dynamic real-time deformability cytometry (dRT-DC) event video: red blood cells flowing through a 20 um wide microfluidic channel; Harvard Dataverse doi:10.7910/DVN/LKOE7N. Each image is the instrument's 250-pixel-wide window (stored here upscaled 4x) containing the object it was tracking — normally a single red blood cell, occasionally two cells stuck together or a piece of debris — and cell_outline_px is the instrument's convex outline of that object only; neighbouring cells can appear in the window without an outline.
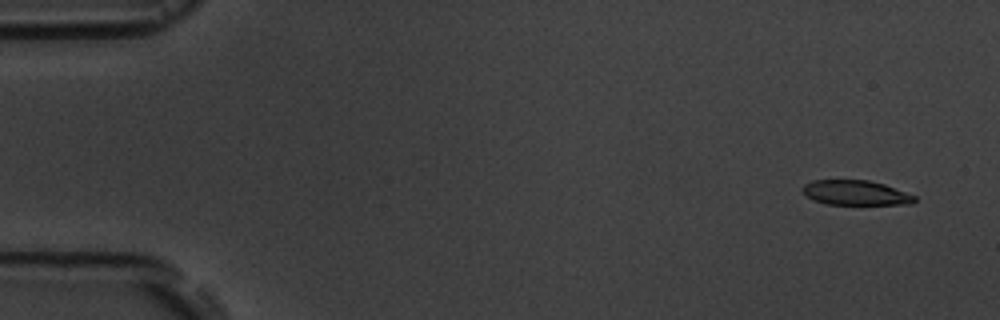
{"species": "common noctule bat (a hibernating species)", "species_latin": "Nyctalus noctula", "temperature_condition": "room temperature", "stored_images_in_passage": 6, "camera_frame_rate_fps": 3000, "um_per_image_px": 0.085, "animal": {"sex": "male", "body_mass_g": 19.5, "forearm_length_mm": 54.6}, "frame": {"image": 1, "passage_image": 1, "time_ms": 0.0, "image_size_px": [1000, 320], "cell_outline_px": [[916, 200], [912, 204], [828, 204], [812, 200], [800, 188], [804, 184], [812, 180], [868, 180], [884, 184], [916, 196]], "centroid_in_image_um": [72.71, 16.38], "position_along_channel_um": 12.3, "area_um2": 16.13}}
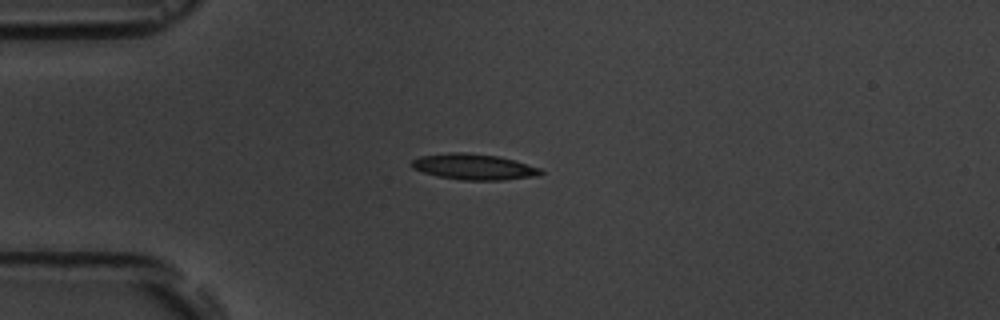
{"frame": {"image": 2, "passage_image": 4, "time_ms": 3.667, "image_size_px": [1000, 320], "cell_outline_px": [[544, 172], [540, 176], [504, 180], [464, 180], [440, 176], [424, 172], [412, 168], [412, 160], [420, 156], [448, 152], [464, 152], [500, 156], [540, 168]], "centroid_in_image_um": [40.31, 14.17], "position_along_channel_um": 44.7, "area_um2": 19.42}}
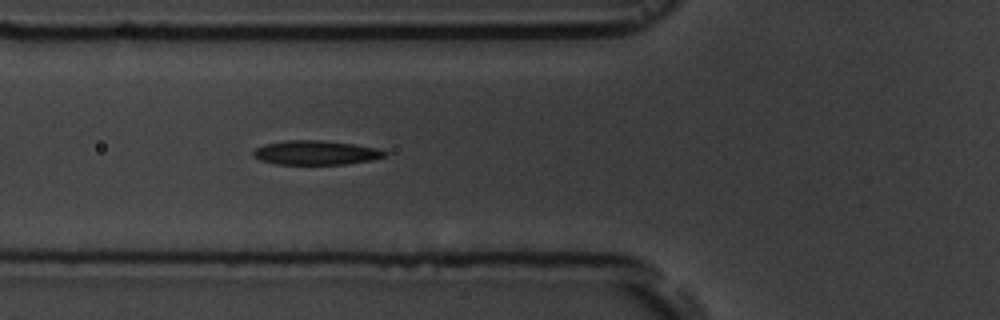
{"frame": {"image": 3, "passage_image": 6, "time_ms": 5.667, "image_size_px": [1000, 320], "cell_outline_px": [[388, 156], [372, 160], [344, 164], [276, 164], [260, 160], [252, 156], [252, 152], [256, 148], [264, 144], [288, 140], [316, 140], [356, 144], [380, 148], [388, 152]], "centroid_in_image_um": [26.89, 12.98], "position_along_channel_um": 98.9, "area_um2": 18.73}}